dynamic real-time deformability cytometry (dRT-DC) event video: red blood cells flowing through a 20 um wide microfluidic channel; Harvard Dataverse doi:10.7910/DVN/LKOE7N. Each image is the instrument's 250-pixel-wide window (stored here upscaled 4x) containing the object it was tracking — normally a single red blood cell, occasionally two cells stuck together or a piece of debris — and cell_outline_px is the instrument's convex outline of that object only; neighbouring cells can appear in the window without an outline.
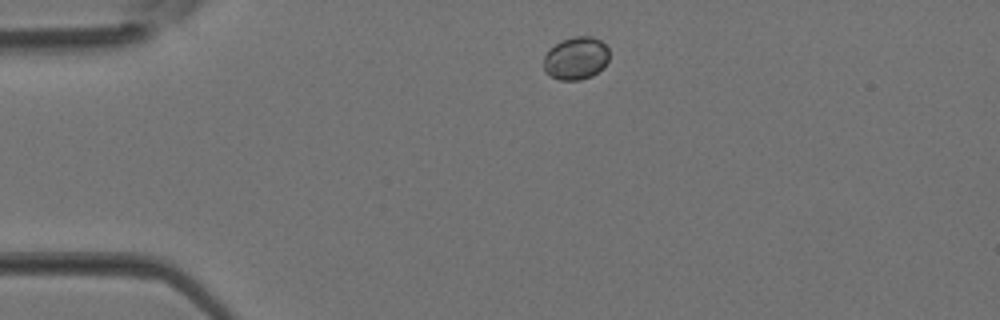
{"species": "Egyptian fruit bat (a non-hibernating species)", "species_latin": "Rousettus aegyptiacus", "temperature_condition": "room temperature", "stored_images_in_passage": 1, "camera_frame_rate_fps": 3000, "um_per_image_px": 0.085, "animal": {"sex": "female"}, "frame": {"image": 1, "passage_image": 1, "time_ms": 0.0, "image_size_px": [1000, 320], "cell_outline_px": [[608, 60], [604, 68], [592, 76], [580, 80], [560, 80], [544, 72], [544, 56], [548, 48], [572, 36], [592, 36], [600, 40], [608, 48]], "centroid_in_image_um": [48.96, 4.95], "position_along_channel_um": 36.0, "area_um2": 16.47}}